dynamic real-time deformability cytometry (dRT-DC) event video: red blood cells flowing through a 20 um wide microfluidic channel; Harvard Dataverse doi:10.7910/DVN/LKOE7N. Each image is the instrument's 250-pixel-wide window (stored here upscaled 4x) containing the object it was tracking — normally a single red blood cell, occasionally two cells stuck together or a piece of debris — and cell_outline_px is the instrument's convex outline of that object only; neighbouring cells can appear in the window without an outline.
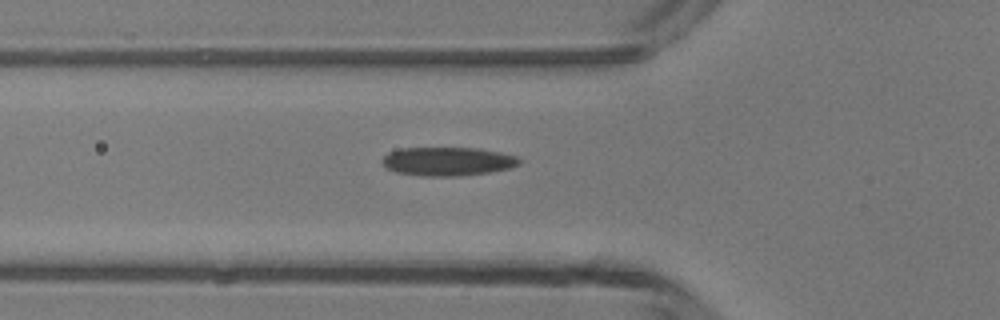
{"species": "common noctule bat (a hibernating species)", "species_latin": "Nyctalus noctula", "temperature_condition": "room temperature", "stored_images_in_passage": 5, "camera_frame_rate_fps": 3000, "um_per_image_px": 0.085, "animal": {"sex": "male", "body_mass_g": 13.3}, "frame": {"image": 1, "passage_image": 5, "time_ms": 4.667, "image_size_px": [1000, 320], "cell_outline_px": [[520, 164], [508, 168], [488, 172], [460, 176], [424, 176], [396, 172], [388, 168], [380, 160], [388, 152], [400, 148], [480, 148], [500, 152], [516, 156], [520, 160]], "centroid_in_image_um": [38.03, 13.71], "position_along_channel_um": 87.8, "area_um2": 22.83}}